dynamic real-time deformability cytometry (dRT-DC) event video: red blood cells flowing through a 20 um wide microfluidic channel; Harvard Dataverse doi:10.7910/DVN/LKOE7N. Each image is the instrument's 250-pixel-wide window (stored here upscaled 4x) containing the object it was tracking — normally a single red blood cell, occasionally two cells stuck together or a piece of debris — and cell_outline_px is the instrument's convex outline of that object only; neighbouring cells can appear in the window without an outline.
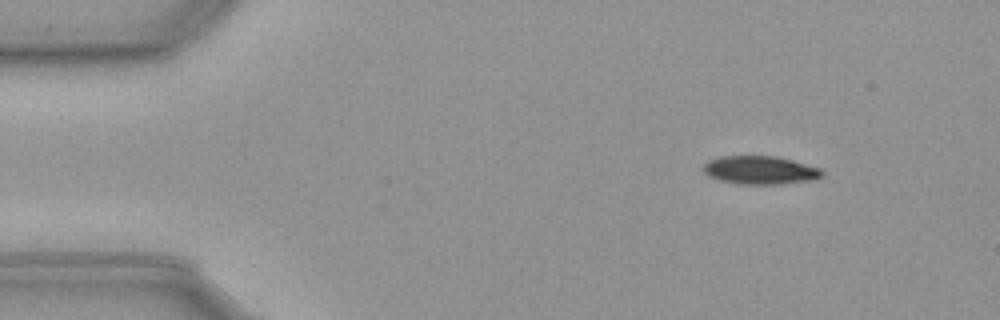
{"species": "common noctule bat (a hibernating species)", "species_latin": "Nyctalus noctula", "temperature_condition": "cold", "stored_images_in_passage": 51, "camera_frame_rate_fps": 3000, "um_per_image_px": 0.085, "animal": {"sex": "male", "body_mass_g": 23.1, "forearm_length_mm": 52.7}, "frame": {"image": 1, "passage_image": 1, "time_ms": 0.0, "image_size_px": [1000, 320], "cell_outline_px": [[824, 176], [816, 180], [780, 184], [740, 184], [720, 180], [708, 176], [700, 168], [708, 160], [720, 156], [776, 156], [792, 160], [820, 168], [824, 172]], "centroid_in_image_um": [64.62, 14.46], "position_along_channel_um": 20.4, "area_um2": 19.83}}
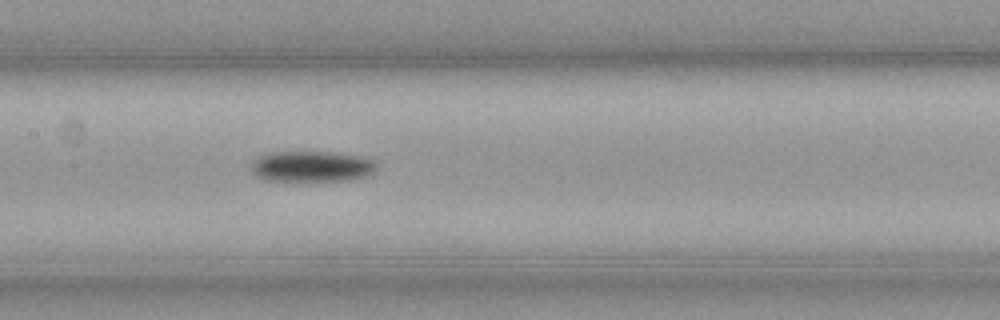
{"frame": {"image": 2, "passage_image": 21, "time_ms": 6.667, "image_size_px": [1000, 320], "cell_outline_px": [[376, 168], [372, 172], [364, 176], [348, 180], [264, 180], [256, 176], [252, 172], [252, 164], [260, 156], [272, 152], [328, 152], [364, 156], [376, 160]], "centroid_in_image_um": [26.53, 14.13], "position_along_channel_um": 180.9, "area_um2": 22.25}}
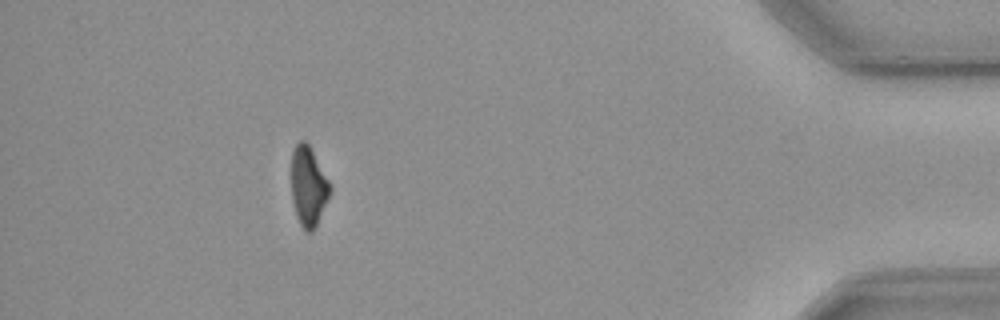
{"frame": {"image": 3, "passage_image": 45, "time_ms": 14.667, "image_size_px": [1000, 320], "cell_outline_px": [[332, 188], [316, 224], [312, 232], [304, 232], [296, 216], [292, 200], [292, 152], [296, 144], [300, 140], [304, 140], [308, 144], [328, 180]], "centroid_in_image_um": [26.19, 15.85], "position_along_channel_um": 409.0, "area_um2": 17.51}, "authors_computed_cell_mechanics": {"area_um2": 20.6346, "velocity_mm_per_s": 3.6176, "shape_relaxation_time_tau1_ms": 2.5976, "shape_relaxation_time_tau2_ms": null, "deformation_change_tau1": 0.0872, "deformation_change_tau2": null}}